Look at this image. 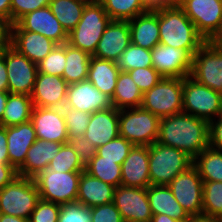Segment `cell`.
Returning a JSON list of instances; mask_svg holds the SVG:
<instances>
[{
    "label": "cell",
    "instance_id": "obj_1",
    "mask_svg": "<svg viewBox=\"0 0 222 222\" xmlns=\"http://www.w3.org/2000/svg\"><path fill=\"white\" fill-rule=\"evenodd\" d=\"M157 142L180 149L194 160L209 146V122L183 112L160 118Z\"/></svg>",
    "mask_w": 222,
    "mask_h": 222
},
{
    "label": "cell",
    "instance_id": "obj_2",
    "mask_svg": "<svg viewBox=\"0 0 222 222\" xmlns=\"http://www.w3.org/2000/svg\"><path fill=\"white\" fill-rule=\"evenodd\" d=\"M158 25L159 43L186 49L192 56L206 42L177 3L158 4Z\"/></svg>",
    "mask_w": 222,
    "mask_h": 222
},
{
    "label": "cell",
    "instance_id": "obj_3",
    "mask_svg": "<svg viewBox=\"0 0 222 222\" xmlns=\"http://www.w3.org/2000/svg\"><path fill=\"white\" fill-rule=\"evenodd\" d=\"M111 21L112 19L106 14L103 5L98 0H90L84 7L83 15L77 26L68 33L67 43L92 56L104 30Z\"/></svg>",
    "mask_w": 222,
    "mask_h": 222
},
{
    "label": "cell",
    "instance_id": "obj_4",
    "mask_svg": "<svg viewBox=\"0 0 222 222\" xmlns=\"http://www.w3.org/2000/svg\"><path fill=\"white\" fill-rule=\"evenodd\" d=\"M193 165V159L175 147L158 142L149 145V176L151 185H168L178 174Z\"/></svg>",
    "mask_w": 222,
    "mask_h": 222
},
{
    "label": "cell",
    "instance_id": "obj_5",
    "mask_svg": "<svg viewBox=\"0 0 222 222\" xmlns=\"http://www.w3.org/2000/svg\"><path fill=\"white\" fill-rule=\"evenodd\" d=\"M160 118L142 107L119 109V135L133 145L157 142Z\"/></svg>",
    "mask_w": 222,
    "mask_h": 222
},
{
    "label": "cell",
    "instance_id": "obj_6",
    "mask_svg": "<svg viewBox=\"0 0 222 222\" xmlns=\"http://www.w3.org/2000/svg\"><path fill=\"white\" fill-rule=\"evenodd\" d=\"M183 113L210 122L222 115V94L197 82L190 75L183 78Z\"/></svg>",
    "mask_w": 222,
    "mask_h": 222
},
{
    "label": "cell",
    "instance_id": "obj_7",
    "mask_svg": "<svg viewBox=\"0 0 222 222\" xmlns=\"http://www.w3.org/2000/svg\"><path fill=\"white\" fill-rule=\"evenodd\" d=\"M39 200L34 178L17 176L0 190V213L29 219Z\"/></svg>",
    "mask_w": 222,
    "mask_h": 222
},
{
    "label": "cell",
    "instance_id": "obj_8",
    "mask_svg": "<svg viewBox=\"0 0 222 222\" xmlns=\"http://www.w3.org/2000/svg\"><path fill=\"white\" fill-rule=\"evenodd\" d=\"M183 78L163 77L143 94L141 107L159 118L183 112Z\"/></svg>",
    "mask_w": 222,
    "mask_h": 222
},
{
    "label": "cell",
    "instance_id": "obj_9",
    "mask_svg": "<svg viewBox=\"0 0 222 222\" xmlns=\"http://www.w3.org/2000/svg\"><path fill=\"white\" fill-rule=\"evenodd\" d=\"M177 5L206 41L222 37V0H178Z\"/></svg>",
    "mask_w": 222,
    "mask_h": 222
},
{
    "label": "cell",
    "instance_id": "obj_10",
    "mask_svg": "<svg viewBox=\"0 0 222 222\" xmlns=\"http://www.w3.org/2000/svg\"><path fill=\"white\" fill-rule=\"evenodd\" d=\"M81 172H56L46 168L34 177L40 199L60 205L75 202Z\"/></svg>",
    "mask_w": 222,
    "mask_h": 222
},
{
    "label": "cell",
    "instance_id": "obj_11",
    "mask_svg": "<svg viewBox=\"0 0 222 222\" xmlns=\"http://www.w3.org/2000/svg\"><path fill=\"white\" fill-rule=\"evenodd\" d=\"M190 76L222 94V45L206 41L193 56Z\"/></svg>",
    "mask_w": 222,
    "mask_h": 222
},
{
    "label": "cell",
    "instance_id": "obj_12",
    "mask_svg": "<svg viewBox=\"0 0 222 222\" xmlns=\"http://www.w3.org/2000/svg\"><path fill=\"white\" fill-rule=\"evenodd\" d=\"M168 187L177 202L190 216L202 215L203 181L194 165L178 174Z\"/></svg>",
    "mask_w": 222,
    "mask_h": 222
},
{
    "label": "cell",
    "instance_id": "obj_13",
    "mask_svg": "<svg viewBox=\"0 0 222 222\" xmlns=\"http://www.w3.org/2000/svg\"><path fill=\"white\" fill-rule=\"evenodd\" d=\"M5 64L9 93L31 95L38 73L37 64L11 46L5 48Z\"/></svg>",
    "mask_w": 222,
    "mask_h": 222
},
{
    "label": "cell",
    "instance_id": "obj_14",
    "mask_svg": "<svg viewBox=\"0 0 222 222\" xmlns=\"http://www.w3.org/2000/svg\"><path fill=\"white\" fill-rule=\"evenodd\" d=\"M113 203L124 222H151L147 189L120 185L114 190Z\"/></svg>",
    "mask_w": 222,
    "mask_h": 222
},
{
    "label": "cell",
    "instance_id": "obj_15",
    "mask_svg": "<svg viewBox=\"0 0 222 222\" xmlns=\"http://www.w3.org/2000/svg\"><path fill=\"white\" fill-rule=\"evenodd\" d=\"M152 67L163 77L185 78L192 70L193 56L186 50L157 44L151 49Z\"/></svg>",
    "mask_w": 222,
    "mask_h": 222
},
{
    "label": "cell",
    "instance_id": "obj_16",
    "mask_svg": "<svg viewBox=\"0 0 222 222\" xmlns=\"http://www.w3.org/2000/svg\"><path fill=\"white\" fill-rule=\"evenodd\" d=\"M13 30L42 34L57 45L68 41V33L51 12L49 6L25 14L13 25Z\"/></svg>",
    "mask_w": 222,
    "mask_h": 222
},
{
    "label": "cell",
    "instance_id": "obj_17",
    "mask_svg": "<svg viewBox=\"0 0 222 222\" xmlns=\"http://www.w3.org/2000/svg\"><path fill=\"white\" fill-rule=\"evenodd\" d=\"M36 138L66 144L68 130L62 108L33 107L31 120Z\"/></svg>",
    "mask_w": 222,
    "mask_h": 222
},
{
    "label": "cell",
    "instance_id": "obj_18",
    "mask_svg": "<svg viewBox=\"0 0 222 222\" xmlns=\"http://www.w3.org/2000/svg\"><path fill=\"white\" fill-rule=\"evenodd\" d=\"M68 83L61 76L37 73L31 99L34 107L63 108Z\"/></svg>",
    "mask_w": 222,
    "mask_h": 222
},
{
    "label": "cell",
    "instance_id": "obj_19",
    "mask_svg": "<svg viewBox=\"0 0 222 222\" xmlns=\"http://www.w3.org/2000/svg\"><path fill=\"white\" fill-rule=\"evenodd\" d=\"M131 44L128 20H112L104 30L96 51L95 58L116 62L119 55Z\"/></svg>",
    "mask_w": 222,
    "mask_h": 222
},
{
    "label": "cell",
    "instance_id": "obj_20",
    "mask_svg": "<svg viewBox=\"0 0 222 222\" xmlns=\"http://www.w3.org/2000/svg\"><path fill=\"white\" fill-rule=\"evenodd\" d=\"M65 107L92 114L108 109L112 107V104L108 96L85 80L68 85Z\"/></svg>",
    "mask_w": 222,
    "mask_h": 222
},
{
    "label": "cell",
    "instance_id": "obj_21",
    "mask_svg": "<svg viewBox=\"0 0 222 222\" xmlns=\"http://www.w3.org/2000/svg\"><path fill=\"white\" fill-rule=\"evenodd\" d=\"M121 185L147 189L149 176V146L133 145L121 164Z\"/></svg>",
    "mask_w": 222,
    "mask_h": 222
},
{
    "label": "cell",
    "instance_id": "obj_22",
    "mask_svg": "<svg viewBox=\"0 0 222 222\" xmlns=\"http://www.w3.org/2000/svg\"><path fill=\"white\" fill-rule=\"evenodd\" d=\"M85 138L96 148L119 136V109L110 107L93 112L86 128Z\"/></svg>",
    "mask_w": 222,
    "mask_h": 222
},
{
    "label": "cell",
    "instance_id": "obj_23",
    "mask_svg": "<svg viewBox=\"0 0 222 222\" xmlns=\"http://www.w3.org/2000/svg\"><path fill=\"white\" fill-rule=\"evenodd\" d=\"M128 22L132 44L148 50L159 44L158 5Z\"/></svg>",
    "mask_w": 222,
    "mask_h": 222
},
{
    "label": "cell",
    "instance_id": "obj_24",
    "mask_svg": "<svg viewBox=\"0 0 222 222\" xmlns=\"http://www.w3.org/2000/svg\"><path fill=\"white\" fill-rule=\"evenodd\" d=\"M62 143L36 139L27 151L25 162L17 170L18 176L34 178L48 168L50 161L57 156Z\"/></svg>",
    "mask_w": 222,
    "mask_h": 222
},
{
    "label": "cell",
    "instance_id": "obj_25",
    "mask_svg": "<svg viewBox=\"0 0 222 222\" xmlns=\"http://www.w3.org/2000/svg\"><path fill=\"white\" fill-rule=\"evenodd\" d=\"M56 45L55 42L39 33L25 30L12 31L11 47L35 64L42 61Z\"/></svg>",
    "mask_w": 222,
    "mask_h": 222
},
{
    "label": "cell",
    "instance_id": "obj_26",
    "mask_svg": "<svg viewBox=\"0 0 222 222\" xmlns=\"http://www.w3.org/2000/svg\"><path fill=\"white\" fill-rule=\"evenodd\" d=\"M36 139V132L31 121L7 127L9 162L16 170L25 162L27 151Z\"/></svg>",
    "mask_w": 222,
    "mask_h": 222
},
{
    "label": "cell",
    "instance_id": "obj_27",
    "mask_svg": "<svg viewBox=\"0 0 222 222\" xmlns=\"http://www.w3.org/2000/svg\"><path fill=\"white\" fill-rule=\"evenodd\" d=\"M147 195L152 215H167L179 222H186L191 216L177 202L168 185H150Z\"/></svg>",
    "mask_w": 222,
    "mask_h": 222
},
{
    "label": "cell",
    "instance_id": "obj_28",
    "mask_svg": "<svg viewBox=\"0 0 222 222\" xmlns=\"http://www.w3.org/2000/svg\"><path fill=\"white\" fill-rule=\"evenodd\" d=\"M115 187L102 180L81 172L77 200L89 208L113 202Z\"/></svg>",
    "mask_w": 222,
    "mask_h": 222
},
{
    "label": "cell",
    "instance_id": "obj_29",
    "mask_svg": "<svg viewBox=\"0 0 222 222\" xmlns=\"http://www.w3.org/2000/svg\"><path fill=\"white\" fill-rule=\"evenodd\" d=\"M120 72L114 61L91 56L87 80L112 99Z\"/></svg>",
    "mask_w": 222,
    "mask_h": 222
},
{
    "label": "cell",
    "instance_id": "obj_30",
    "mask_svg": "<svg viewBox=\"0 0 222 222\" xmlns=\"http://www.w3.org/2000/svg\"><path fill=\"white\" fill-rule=\"evenodd\" d=\"M143 93L132 80L128 72L121 71L117 78L116 88L111 104L116 109L141 107Z\"/></svg>",
    "mask_w": 222,
    "mask_h": 222
},
{
    "label": "cell",
    "instance_id": "obj_31",
    "mask_svg": "<svg viewBox=\"0 0 222 222\" xmlns=\"http://www.w3.org/2000/svg\"><path fill=\"white\" fill-rule=\"evenodd\" d=\"M33 107L30 95L9 93L0 125L8 127L29 122Z\"/></svg>",
    "mask_w": 222,
    "mask_h": 222
},
{
    "label": "cell",
    "instance_id": "obj_32",
    "mask_svg": "<svg viewBox=\"0 0 222 222\" xmlns=\"http://www.w3.org/2000/svg\"><path fill=\"white\" fill-rule=\"evenodd\" d=\"M90 0H50L49 8L67 33L80 21L84 7Z\"/></svg>",
    "mask_w": 222,
    "mask_h": 222
},
{
    "label": "cell",
    "instance_id": "obj_33",
    "mask_svg": "<svg viewBox=\"0 0 222 222\" xmlns=\"http://www.w3.org/2000/svg\"><path fill=\"white\" fill-rule=\"evenodd\" d=\"M91 55L66 43V66L63 78L68 84L87 80Z\"/></svg>",
    "mask_w": 222,
    "mask_h": 222
},
{
    "label": "cell",
    "instance_id": "obj_34",
    "mask_svg": "<svg viewBox=\"0 0 222 222\" xmlns=\"http://www.w3.org/2000/svg\"><path fill=\"white\" fill-rule=\"evenodd\" d=\"M112 20H130L150 10L148 0H98Z\"/></svg>",
    "mask_w": 222,
    "mask_h": 222
},
{
    "label": "cell",
    "instance_id": "obj_35",
    "mask_svg": "<svg viewBox=\"0 0 222 222\" xmlns=\"http://www.w3.org/2000/svg\"><path fill=\"white\" fill-rule=\"evenodd\" d=\"M202 181L222 182V151L208 146L194 160Z\"/></svg>",
    "mask_w": 222,
    "mask_h": 222
},
{
    "label": "cell",
    "instance_id": "obj_36",
    "mask_svg": "<svg viewBox=\"0 0 222 222\" xmlns=\"http://www.w3.org/2000/svg\"><path fill=\"white\" fill-rule=\"evenodd\" d=\"M85 172L115 188L121 185V165L116 161L101 160L98 154L85 166Z\"/></svg>",
    "mask_w": 222,
    "mask_h": 222
},
{
    "label": "cell",
    "instance_id": "obj_37",
    "mask_svg": "<svg viewBox=\"0 0 222 222\" xmlns=\"http://www.w3.org/2000/svg\"><path fill=\"white\" fill-rule=\"evenodd\" d=\"M120 71L128 72L136 68L152 66L151 50L130 44L116 60Z\"/></svg>",
    "mask_w": 222,
    "mask_h": 222
},
{
    "label": "cell",
    "instance_id": "obj_38",
    "mask_svg": "<svg viewBox=\"0 0 222 222\" xmlns=\"http://www.w3.org/2000/svg\"><path fill=\"white\" fill-rule=\"evenodd\" d=\"M202 215L222 218V182L203 181Z\"/></svg>",
    "mask_w": 222,
    "mask_h": 222
},
{
    "label": "cell",
    "instance_id": "obj_39",
    "mask_svg": "<svg viewBox=\"0 0 222 222\" xmlns=\"http://www.w3.org/2000/svg\"><path fill=\"white\" fill-rule=\"evenodd\" d=\"M48 168L56 172H83L85 167L79 161V157L72 147L63 144L57 156L50 161Z\"/></svg>",
    "mask_w": 222,
    "mask_h": 222
},
{
    "label": "cell",
    "instance_id": "obj_40",
    "mask_svg": "<svg viewBox=\"0 0 222 222\" xmlns=\"http://www.w3.org/2000/svg\"><path fill=\"white\" fill-rule=\"evenodd\" d=\"M133 144L122 136H118L108 143L97 148V154L101 156V160L116 161L117 164H122L128 156Z\"/></svg>",
    "mask_w": 222,
    "mask_h": 222
},
{
    "label": "cell",
    "instance_id": "obj_41",
    "mask_svg": "<svg viewBox=\"0 0 222 222\" xmlns=\"http://www.w3.org/2000/svg\"><path fill=\"white\" fill-rule=\"evenodd\" d=\"M66 66V43L55 48L37 64L38 72L55 76H63Z\"/></svg>",
    "mask_w": 222,
    "mask_h": 222
},
{
    "label": "cell",
    "instance_id": "obj_42",
    "mask_svg": "<svg viewBox=\"0 0 222 222\" xmlns=\"http://www.w3.org/2000/svg\"><path fill=\"white\" fill-rule=\"evenodd\" d=\"M68 130V138H76L86 133L91 114L70 107L62 108Z\"/></svg>",
    "mask_w": 222,
    "mask_h": 222
},
{
    "label": "cell",
    "instance_id": "obj_43",
    "mask_svg": "<svg viewBox=\"0 0 222 222\" xmlns=\"http://www.w3.org/2000/svg\"><path fill=\"white\" fill-rule=\"evenodd\" d=\"M58 222H91L90 208L78 201L63 204Z\"/></svg>",
    "mask_w": 222,
    "mask_h": 222
},
{
    "label": "cell",
    "instance_id": "obj_44",
    "mask_svg": "<svg viewBox=\"0 0 222 222\" xmlns=\"http://www.w3.org/2000/svg\"><path fill=\"white\" fill-rule=\"evenodd\" d=\"M61 205L40 199L28 222H58Z\"/></svg>",
    "mask_w": 222,
    "mask_h": 222
},
{
    "label": "cell",
    "instance_id": "obj_45",
    "mask_svg": "<svg viewBox=\"0 0 222 222\" xmlns=\"http://www.w3.org/2000/svg\"><path fill=\"white\" fill-rule=\"evenodd\" d=\"M128 73L143 94L163 78L152 66L136 68Z\"/></svg>",
    "mask_w": 222,
    "mask_h": 222
},
{
    "label": "cell",
    "instance_id": "obj_46",
    "mask_svg": "<svg viewBox=\"0 0 222 222\" xmlns=\"http://www.w3.org/2000/svg\"><path fill=\"white\" fill-rule=\"evenodd\" d=\"M50 0H11V20L15 24L25 14L48 6Z\"/></svg>",
    "mask_w": 222,
    "mask_h": 222
},
{
    "label": "cell",
    "instance_id": "obj_47",
    "mask_svg": "<svg viewBox=\"0 0 222 222\" xmlns=\"http://www.w3.org/2000/svg\"><path fill=\"white\" fill-rule=\"evenodd\" d=\"M79 157V161L85 167L91 159L97 154V148L85 138L78 136L76 138H68L67 142Z\"/></svg>",
    "mask_w": 222,
    "mask_h": 222
},
{
    "label": "cell",
    "instance_id": "obj_48",
    "mask_svg": "<svg viewBox=\"0 0 222 222\" xmlns=\"http://www.w3.org/2000/svg\"><path fill=\"white\" fill-rule=\"evenodd\" d=\"M90 215L91 222H124L113 202L91 207Z\"/></svg>",
    "mask_w": 222,
    "mask_h": 222
},
{
    "label": "cell",
    "instance_id": "obj_49",
    "mask_svg": "<svg viewBox=\"0 0 222 222\" xmlns=\"http://www.w3.org/2000/svg\"><path fill=\"white\" fill-rule=\"evenodd\" d=\"M209 146L222 151V115L209 122Z\"/></svg>",
    "mask_w": 222,
    "mask_h": 222
},
{
    "label": "cell",
    "instance_id": "obj_50",
    "mask_svg": "<svg viewBox=\"0 0 222 222\" xmlns=\"http://www.w3.org/2000/svg\"><path fill=\"white\" fill-rule=\"evenodd\" d=\"M13 25L10 18L0 16V51L11 46Z\"/></svg>",
    "mask_w": 222,
    "mask_h": 222
},
{
    "label": "cell",
    "instance_id": "obj_51",
    "mask_svg": "<svg viewBox=\"0 0 222 222\" xmlns=\"http://www.w3.org/2000/svg\"><path fill=\"white\" fill-rule=\"evenodd\" d=\"M18 176L17 170L10 164H0V190Z\"/></svg>",
    "mask_w": 222,
    "mask_h": 222
},
{
    "label": "cell",
    "instance_id": "obj_52",
    "mask_svg": "<svg viewBox=\"0 0 222 222\" xmlns=\"http://www.w3.org/2000/svg\"><path fill=\"white\" fill-rule=\"evenodd\" d=\"M0 164H10L7 150V127L0 125Z\"/></svg>",
    "mask_w": 222,
    "mask_h": 222
},
{
    "label": "cell",
    "instance_id": "obj_53",
    "mask_svg": "<svg viewBox=\"0 0 222 222\" xmlns=\"http://www.w3.org/2000/svg\"><path fill=\"white\" fill-rule=\"evenodd\" d=\"M0 91L9 92L7 68L5 64V49L0 51Z\"/></svg>",
    "mask_w": 222,
    "mask_h": 222
},
{
    "label": "cell",
    "instance_id": "obj_54",
    "mask_svg": "<svg viewBox=\"0 0 222 222\" xmlns=\"http://www.w3.org/2000/svg\"><path fill=\"white\" fill-rule=\"evenodd\" d=\"M0 16L11 19V0H0Z\"/></svg>",
    "mask_w": 222,
    "mask_h": 222
},
{
    "label": "cell",
    "instance_id": "obj_55",
    "mask_svg": "<svg viewBox=\"0 0 222 222\" xmlns=\"http://www.w3.org/2000/svg\"><path fill=\"white\" fill-rule=\"evenodd\" d=\"M0 222H28V219L0 213Z\"/></svg>",
    "mask_w": 222,
    "mask_h": 222
},
{
    "label": "cell",
    "instance_id": "obj_56",
    "mask_svg": "<svg viewBox=\"0 0 222 222\" xmlns=\"http://www.w3.org/2000/svg\"><path fill=\"white\" fill-rule=\"evenodd\" d=\"M191 222H222L219 218H213L208 216H191Z\"/></svg>",
    "mask_w": 222,
    "mask_h": 222
},
{
    "label": "cell",
    "instance_id": "obj_57",
    "mask_svg": "<svg viewBox=\"0 0 222 222\" xmlns=\"http://www.w3.org/2000/svg\"><path fill=\"white\" fill-rule=\"evenodd\" d=\"M9 92H1L0 91V121L2 120L4 110L6 107V103L8 100Z\"/></svg>",
    "mask_w": 222,
    "mask_h": 222
},
{
    "label": "cell",
    "instance_id": "obj_58",
    "mask_svg": "<svg viewBox=\"0 0 222 222\" xmlns=\"http://www.w3.org/2000/svg\"><path fill=\"white\" fill-rule=\"evenodd\" d=\"M151 222H179L176 219L170 218L167 215L159 214V215H152Z\"/></svg>",
    "mask_w": 222,
    "mask_h": 222
},
{
    "label": "cell",
    "instance_id": "obj_59",
    "mask_svg": "<svg viewBox=\"0 0 222 222\" xmlns=\"http://www.w3.org/2000/svg\"><path fill=\"white\" fill-rule=\"evenodd\" d=\"M149 3L154 6L158 4H171L172 0H148Z\"/></svg>",
    "mask_w": 222,
    "mask_h": 222
},
{
    "label": "cell",
    "instance_id": "obj_60",
    "mask_svg": "<svg viewBox=\"0 0 222 222\" xmlns=\"http://www.w3.org/2000/svg\"><path fill=\"white\" fill-rule=\"evenodd\" d=\"M218 42L222 45V37L218 40Z\"/></svg>",
    "mask_w": 222,
    "mask_h": 222
}]
</instances>
